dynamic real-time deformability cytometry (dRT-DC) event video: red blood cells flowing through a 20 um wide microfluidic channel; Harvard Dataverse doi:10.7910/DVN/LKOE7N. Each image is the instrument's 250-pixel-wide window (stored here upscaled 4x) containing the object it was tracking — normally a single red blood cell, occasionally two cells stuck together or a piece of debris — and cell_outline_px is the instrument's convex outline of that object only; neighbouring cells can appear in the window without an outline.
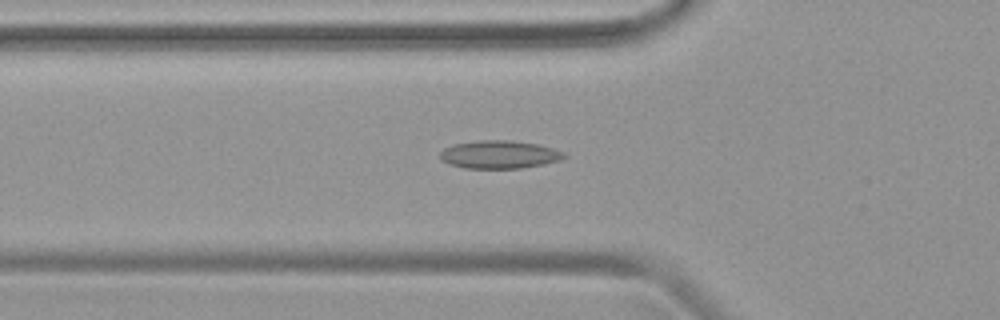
{"species": "common noctule bat (a hibernating species)", "species_latin": "Nyctalus noctula", "temperature_condition": "warm", "stored_images_in_passage": 40, "camera_frame_rate_fps": 3000, "um_per_image_px": 0.085, "animal": {"sex": "female", "body_mass_g": 19.9}, "frame": {"image": 1, "passage_image": 9, "time_ms": 2.667, "image_size_px": [1000, 320], "cell_outline_px": [[568, 156], [560, 160], [544, 164], [520, 168], [464, 168], [448, 164], [440, 160], [440, 152], [444, 148], [456, 144], [476, 140], [512, 140], [536, 144], [552, 148], [564, 152]], "centroid_in_image_um": [42.43, 13.13], "position_along_channel_um": 83.4, "area_um2": 20.29}}
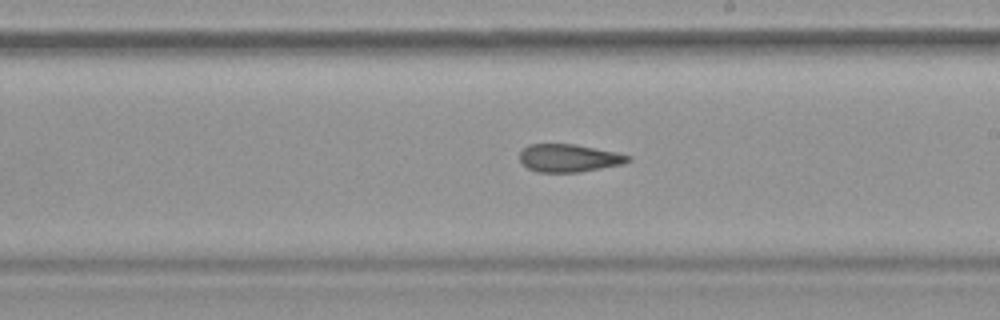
{"frame": {"image": 2, "passage_image": 20, "time_ms": 6.333, "image_size_px": [1000, 320], "cell_outline_px": [[632, 160], [624, 164], [580, 172], [536, 172], [528, 168], [520, 160], [520, 152], [528, 144], [576, 144], [616, 152], [632, 156]], "centroid_in_image_um": [48.39, 13.43], "position_along_channel_um": 240.6, "area_um2": 17.69}}
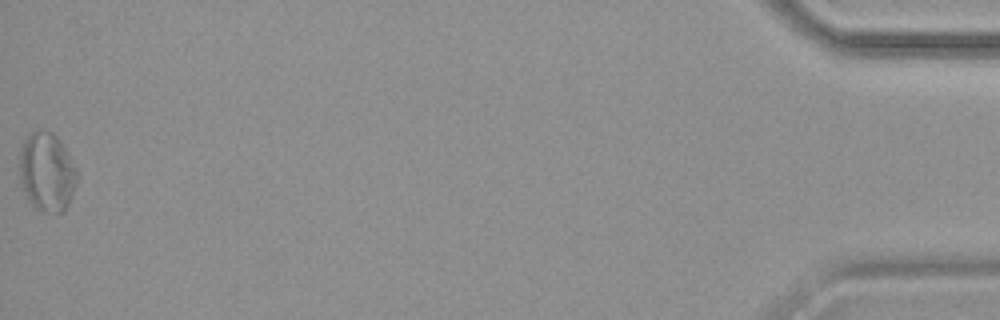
{"frame": {"image": 3, "passage_image": 40, "time_ms": 13.0, "image_size_px": [1000, 320], "cell_outline_px": [[76, 184], [68, 204], [64, 212], [48, 212], [36, 208], [28, 200], [24, 192], [20, 180], [20, 148], [24, 140], [32, 132], [52, 132], [60, 140], [68, 152], [76, 168]], "centroid_in_image_um": [3.98, 14.63], "position_along_channel_um": 431.2, "area_um2": 26.13}}